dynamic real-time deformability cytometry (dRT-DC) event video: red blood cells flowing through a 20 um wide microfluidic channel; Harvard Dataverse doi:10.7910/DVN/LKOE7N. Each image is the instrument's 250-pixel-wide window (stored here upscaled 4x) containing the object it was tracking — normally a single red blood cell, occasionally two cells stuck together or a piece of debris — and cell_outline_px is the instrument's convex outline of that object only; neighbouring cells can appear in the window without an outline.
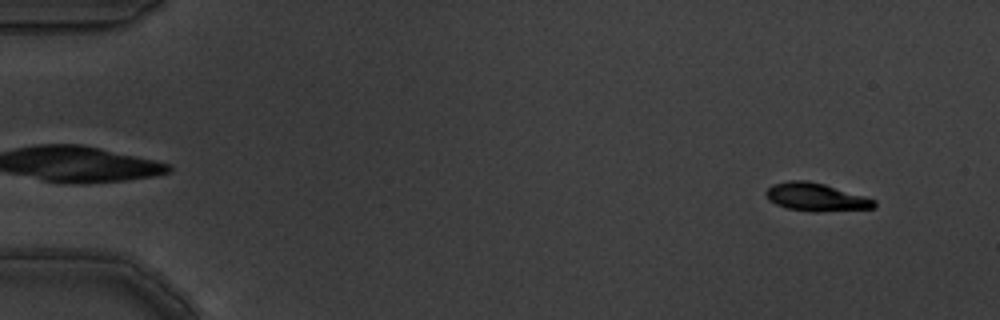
{"species": "common noctule bat (a hibernating species)", "species_latin": "Nyctalus noctula", "temperature_condition": "warm", "stored_images_in_passage": 6, "camera_frame_rate_fps": 3000, "um_per_image_px": 0.085, "animal": {"sex": "male", "body_mass_g": 19.5, "forearm_length_mm": 54.6}, "frame": {"image": 1, "passage_image": 1, "time_ms": 0.0, "image_size_px": [1000, 320], "cell_outline_px": [[876, 208], [816, 212], [812, 212], [788, 208], [776, 204], [768, 200], [764, 192], [772, 184], [788, 180], [808, 180], [824, 184], [864, 196], [876, 200]], "centroid_in_image_um": [69.34, 16.75], "position_along_channel_um": 15.7, "area_um2": 17.74}}
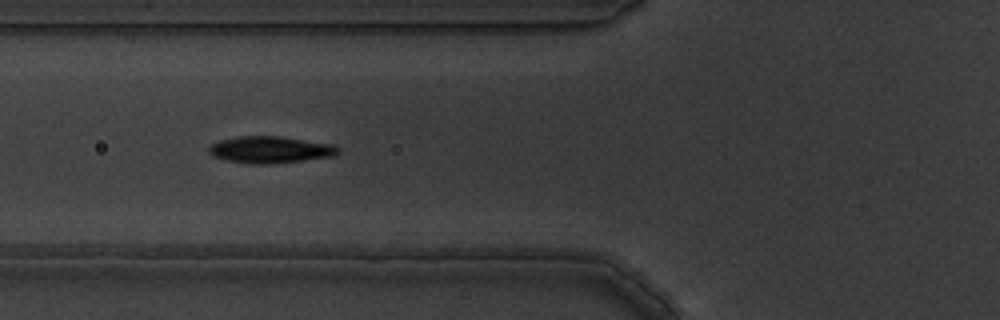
{"frame": {"image": 2, "passage_image": 5, "time_ms": 1.333, "image_size_px": [1000, 320], "cell_outline_px": [[340, 152], [336, 156], [272, 164], [252, 164], [224, 160], [212, 156], [208, 152], [208, 148], [212, 144], [220, 140], [236, 136], [280, 136], [332, 144], [340, 148]], "centroid_in_image_um": [22.97, 12.73], "position_along_channel_um": 102.8, "area_um2": 20.4}}
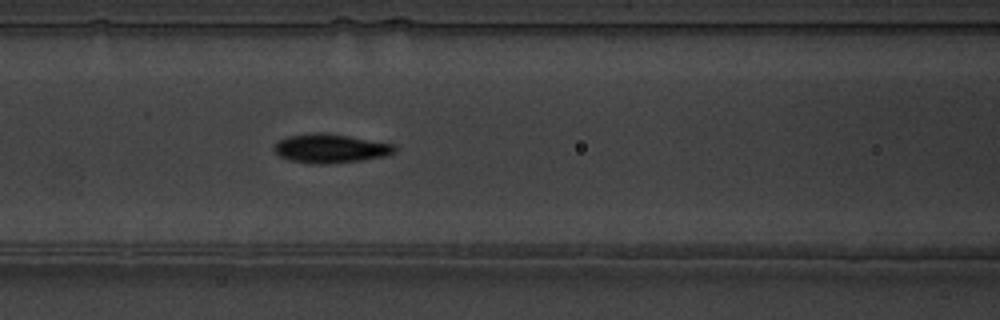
{"frame": {"image": 3, "passage_image": 6, "time_ms": 1.667, "image_size_px": [1000, 320], "cell_outline_px": [[396, 152], [384, 156], [360, 160], [324, 164], [316, 164], [288, 160], [280, 156], [272, 148], [280, 140], [288, 136], [312, 132], [328, 132], [396, 144]], "centroid_in_image_um": [28.1, 12.6], "position_along_channel_um": 138.5, "area_um2": 20.46}}